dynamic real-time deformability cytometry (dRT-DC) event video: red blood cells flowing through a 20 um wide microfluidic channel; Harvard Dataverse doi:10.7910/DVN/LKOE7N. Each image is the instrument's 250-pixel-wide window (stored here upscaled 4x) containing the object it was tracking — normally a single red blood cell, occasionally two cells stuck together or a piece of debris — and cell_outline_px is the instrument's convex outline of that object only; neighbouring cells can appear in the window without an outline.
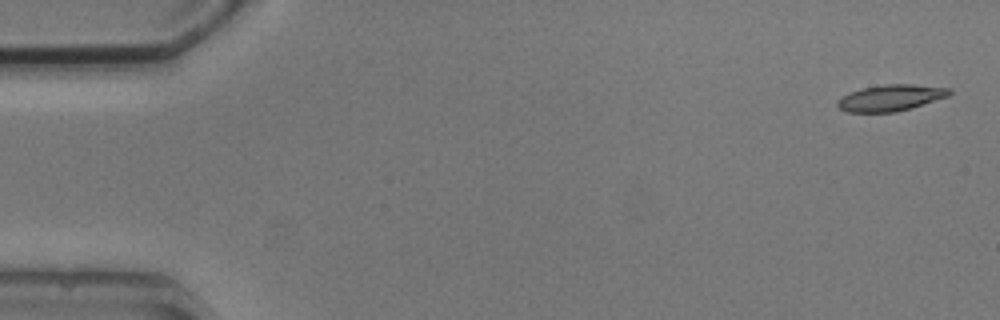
{"species": "common noctule bat (a hibernating species)", "species_latin": "Nyctalus noctula", "temperature_condition": "cold", "stored_images_in_passage": 5, "segment_of_instrument_passage": [1, 2], "camera_frame_rate_fps": 3000, "um_per_image_px": 0.085, "animal": {"sex": "male", "body_mass_g": 20.5, "forearm_length_mm": 52.5}, "frame": {"image": 1, "passage_image": 1, "time_ms": 0.0, "image_size_px": [1000, 320], "cell_outline_px": [[952, 92], [948, 96], [912, 108], [896, 112], [848, 112], [840, 108], [836, 104], [836, 100], [848, 92], [860, 88], [884, 84], [912, 84], [952, 88]], "centroid_in_image_um": [75.69, 8.3], "position_along_channel_um": 9.3, "area_um2": 17.34}}
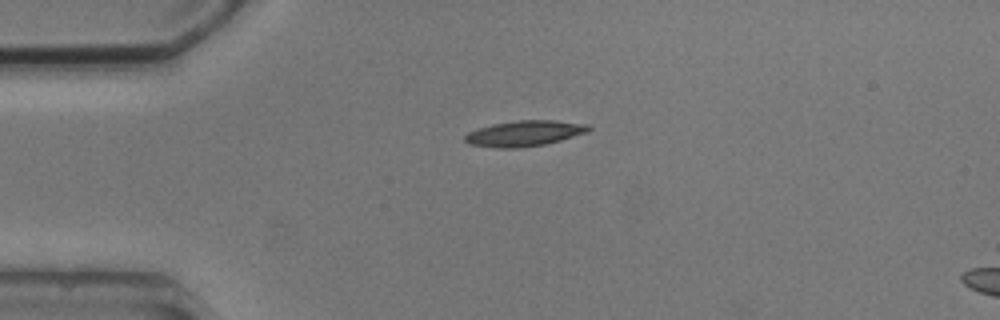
{"frame": {"image": 2, "passage_image": 4, "time_ms": 3.667, "image_size_px": [1000, 320], "cell_outline_px": [[592, 128], [588, 132], [560, 140], [544, 144], [520, 148], [496, 148], [468, 144], [464, 140], [464, 136], [468, 132], [492, 124], [516, 120], [556, 120], [588, 124]], "centroid_in_image_um": [44.58, 11.33], "position_along_channel_um": 40.4, "area_um2": 18.55}}